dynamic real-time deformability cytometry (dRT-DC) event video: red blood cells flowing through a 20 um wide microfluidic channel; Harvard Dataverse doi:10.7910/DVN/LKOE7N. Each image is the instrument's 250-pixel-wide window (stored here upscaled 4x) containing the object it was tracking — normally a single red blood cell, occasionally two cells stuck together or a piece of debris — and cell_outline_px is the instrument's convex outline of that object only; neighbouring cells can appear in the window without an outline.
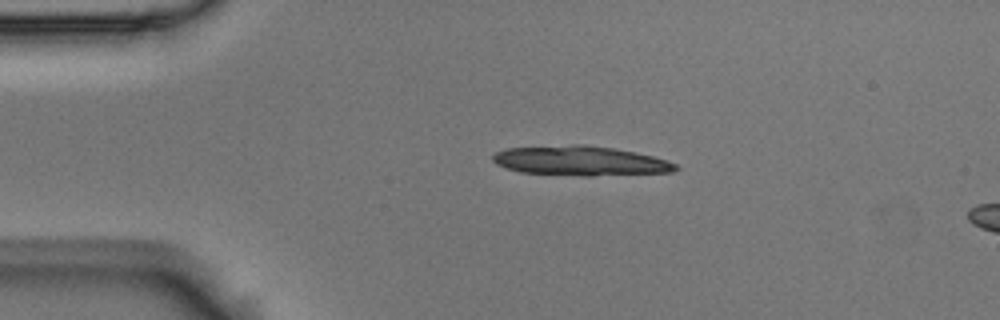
{"species": "Egyptian fruit bat (a non-hibernating species)", "species_latin": "Rousettus aegyptiacus", "temperature_condition": "room temperature", "stored_images_in_passage": 14, "camera_frame_rate_fps": 3000, "um_per_image_px": 0.085, "animal": {"sex": "male"}, "frame": {"image": 1, "passage_image": 10, "time_ms": 3.0, "image_size_px": [1000, 320], "cell_outline_px": [[680, 168], [676, 172], [592, 176], [584, 176], [520, 172], [496, 164], [492, 160], [492, 156], [496, 152], [508, 148], [572, 144], [584, 144], [612, 148], [636, 152], [668, 160], [676, 164]], "centroid_in_image_um": [49.37, 13.67], "position_along_channel_um": 35.6, "area_um2": 31.73}}